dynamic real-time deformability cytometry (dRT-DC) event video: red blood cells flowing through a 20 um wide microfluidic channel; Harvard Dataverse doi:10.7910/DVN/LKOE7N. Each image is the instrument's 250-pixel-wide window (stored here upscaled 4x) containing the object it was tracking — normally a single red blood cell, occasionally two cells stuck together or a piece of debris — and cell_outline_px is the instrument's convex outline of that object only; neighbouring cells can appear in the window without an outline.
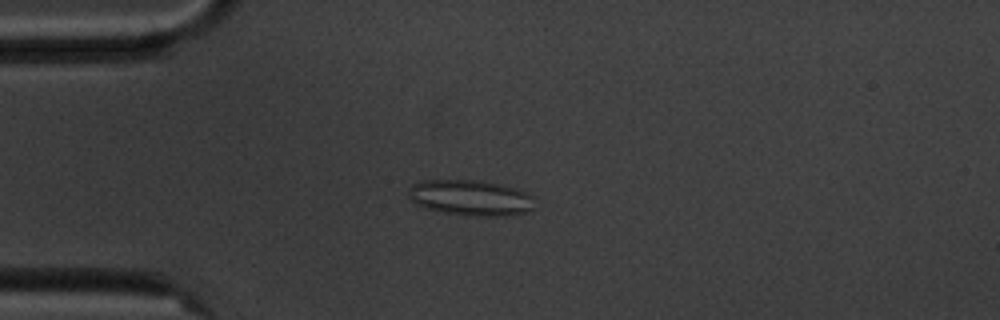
{"species": "common noctule bat (a hibernating species)", "species_latin": "Nyctalus noctula", "temperature_condition": "cold", "stored_images_in_passage": 54, "camera_frame_rate_fps": 3000, "um_per_image_px": 0.085, "animal": {"sex": "male", "body_mass_g": 20.1, "forearm_length_mm": 53.5}, "frame": {"image": 1, "passage_image": 12, "time_ms": 3.667, "image_size_px": [1000, 320], "cell_outline_px": [[532, 208], [524, 212], [508, 216], [472, 216], [444, 212], [428, 208], [416, 204], [408, 196], [408, 192], [412, 184], [424, 180], [480, 180], [500, 184], [516, 188], [532, 196]], "centroid_in_image_um": [39.98, 16.8], "position_along_channel_um": 45.0, "area_um2": 26.01}}
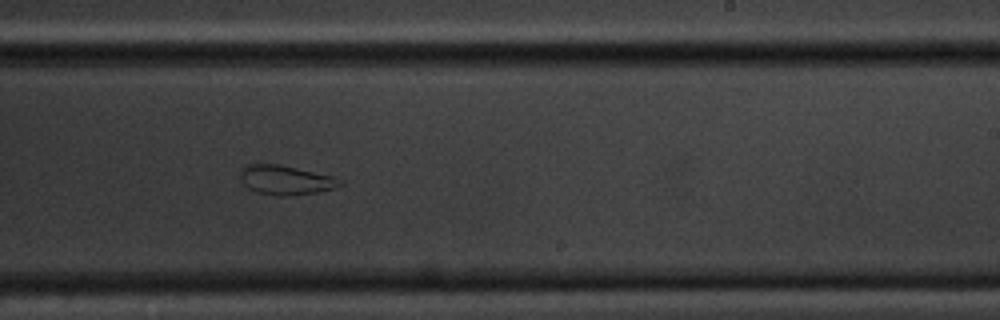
{"frame": {"image": 2, "passage_image": 32, "time_ms": 10.333, "image_size_px": [1000, 320], "cell_outline_px": [[344, 184], [336, 188], [316, 192], [284, 196], [276, 196], [256, 192], [248, 188], [244, 184], [240, 176], [240, 168], [244, 164], [280, 164], [336, 176], [344, 180]], "centroid_in_image_um": [24.32, 15.29], "position_along_channel_um": 264.7, "area_um2": 17.46}}
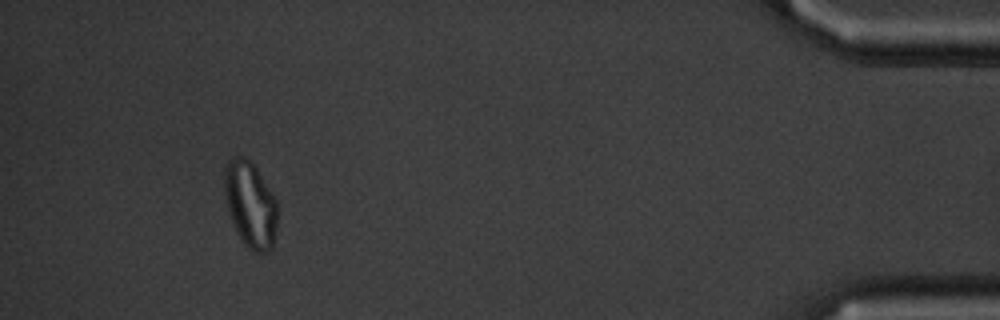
{"frame": {"image": 3, "passage_image": 50, "time_ms": 16.333, "image_size_px": [1000, 320], "cell_outline_px": [[276, 228], [272, 248], [268, 252], [252, 252], [244, 244], [228, 212], [224, 192], [224, 172], [228, 164], [236, 156], [244, 156], [256, 168], [276, 200]], "centroid_in_image_um": [21.28, 17.41], "position_along_channel_um": 413.9, "area_um2": 26.01}, "authors_computed_cell_mechanics": {"area_um2": 24.4783, "velocity_mm_per_s": 3.552, "shape_relaxation_time_tau1_ms": null, "shape_relaxation_time_tau2_ms": 1.5828, "deformation_change_tau1": null, "deformation_change_tau2": 0.0776}}